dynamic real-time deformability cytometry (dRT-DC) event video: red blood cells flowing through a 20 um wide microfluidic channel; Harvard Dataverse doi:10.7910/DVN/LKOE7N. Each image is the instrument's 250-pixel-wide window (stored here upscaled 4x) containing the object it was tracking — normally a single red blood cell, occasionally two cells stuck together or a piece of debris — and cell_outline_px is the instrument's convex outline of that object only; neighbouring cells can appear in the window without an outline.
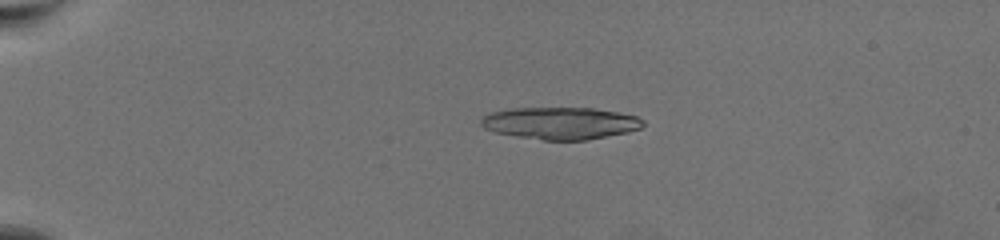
{"species": "common noctule bat (a hibernating species)", "species_latin": "Nyctalus noctula", "temperature_condition": "warm", "stored_images_in_passage": 26, "camera_frame_rate_fps": 3000, "um_per_image_px": 0.085, "animal": {"sex": "female", "body_mass_g": 19.5, "forearm_length_mm": 54.1}, "frame": {"image": 1, "passage_image": 17, "time_ms": 5.333, "image_size_px": [1000, 240], "cell_outline_px": [[644, 124], [640, 128], [628, 132], [588, 140], [544, 140], [496, 132], [484, 128], [480, 124], [480, 120], [488, 112], [508, 108], [592, 108], [616, 112], [636, 116], [644, 120]], "centroid_in_image_um": [47.62, 10.46], "position_along_channel_um": 37.4, "area_um2": 30.29}}